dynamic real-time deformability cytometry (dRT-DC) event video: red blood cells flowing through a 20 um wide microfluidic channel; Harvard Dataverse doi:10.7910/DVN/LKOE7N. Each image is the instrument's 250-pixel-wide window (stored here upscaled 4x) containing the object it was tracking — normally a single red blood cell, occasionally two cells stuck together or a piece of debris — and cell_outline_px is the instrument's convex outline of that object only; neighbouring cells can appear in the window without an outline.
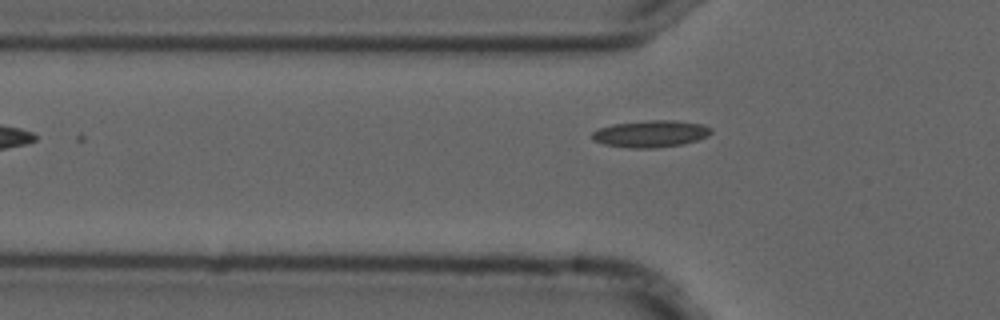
{"species": "common noctule bat (a hibernating species)", "species_latin": "Nyctalus noctula", "temperature_condition": "cold", "stored_images_in_passage": 4, "camera_frame_rate_fps": 3000, "um_per_image_px": 0.085, "animal": {"sex": "male", "forearm_length_mm": 52.5}, "frame": {"image": 1, "passage_image": 4, "time_ms": 1.0, "image_size_px": [1000, 320], "cell_outline_px": [[712, 132], [708, 136], [684, 144], [656, 148], [628, 148], [604, 144], [592, 140], [592, 132], [600, 128], [612, 124], [648, 120], [676, 120], [700, 124], [712, 128]], "centroid_in_image_um": [55.31, 11.37], "position_along_channel_um": 70.5, "area_um2": 18.73}}